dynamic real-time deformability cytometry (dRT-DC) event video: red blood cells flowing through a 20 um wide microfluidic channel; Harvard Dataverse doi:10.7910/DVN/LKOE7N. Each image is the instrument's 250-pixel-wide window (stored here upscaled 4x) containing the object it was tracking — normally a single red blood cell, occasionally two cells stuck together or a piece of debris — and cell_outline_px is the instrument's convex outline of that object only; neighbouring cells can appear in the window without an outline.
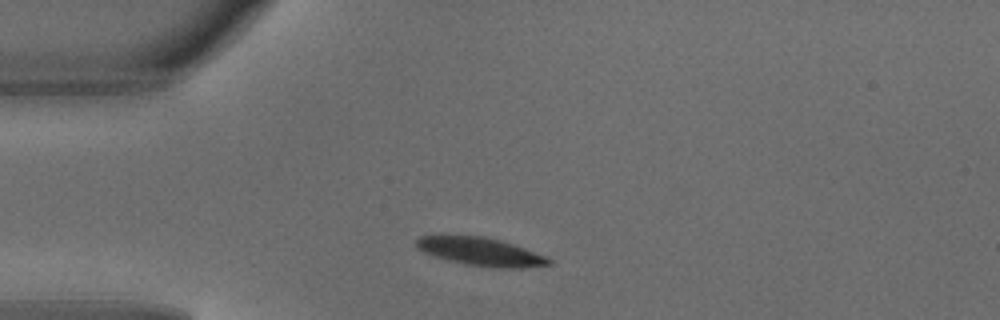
{"species": "common noctule bat (a hibernating species)", "species_latin": "Nyctalus noctula", "temperature_condition": "warm", "stored_images_in_passage": 2, "camera_frame_rate_fps": 3000, "um_per_image_px": 0.085, "animal": {"sex": "male", "body_mass_g": 18.8}, "frame": {"image": 1, "passage_image": 1, "time_ms": 0.0, "image_size_px": [1000, 320], "cell_outline_px": [[552, 264], [520, 268], [496, 268], [464, 264], [448, 260], [424, 252], [416, 248], [416, 240], [420, 236], [484, 236], [500, 240], [524, 248], [544, 256], [552, 260]], "centroid_in_image_um": [40.85, 21.4], "position_along_channel_um": 44.1, "area_um2": 21.44}}